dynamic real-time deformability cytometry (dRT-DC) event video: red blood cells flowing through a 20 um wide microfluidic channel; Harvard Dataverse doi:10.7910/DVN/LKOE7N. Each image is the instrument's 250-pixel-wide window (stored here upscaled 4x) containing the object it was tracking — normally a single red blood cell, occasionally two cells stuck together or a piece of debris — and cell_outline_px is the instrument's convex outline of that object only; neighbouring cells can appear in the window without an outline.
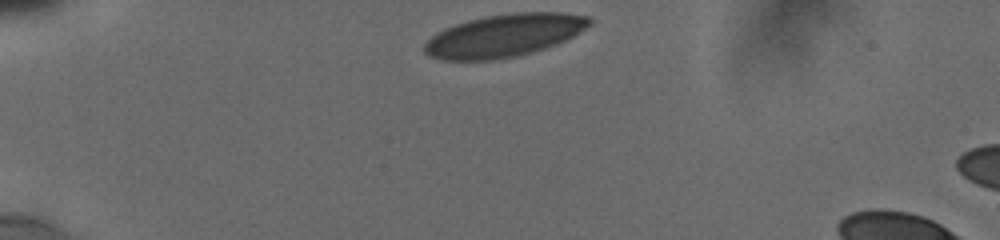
{"species": "human", "species_latin": "Homo sapiens", "temperature_condition": "cold", "stored_images_in_passage": 5, "camera_frame_rate_fps": 3000, "um_per_image_px": 0.085, "donor": {"sex": "male"}, "frame": {"image": 1, "passage_image": 1, "time_ms": 0.0, "image_size_px": [1000, 240], "cell_outline_px": [[592, 20], [584, 28], [572, 36], [556, 44], [532, 52], [492, 60], [444, 60], [428, 56], [424, 52], [424, 44], [436, 32], [444, 28], [468, 20], [484, 16], [512, 12], [560, 12], [588, 16]], "centroid_in_image_um": [42.8, 3.01], "position_along_channel_um": 42.2, "area_um2": 40.75}}